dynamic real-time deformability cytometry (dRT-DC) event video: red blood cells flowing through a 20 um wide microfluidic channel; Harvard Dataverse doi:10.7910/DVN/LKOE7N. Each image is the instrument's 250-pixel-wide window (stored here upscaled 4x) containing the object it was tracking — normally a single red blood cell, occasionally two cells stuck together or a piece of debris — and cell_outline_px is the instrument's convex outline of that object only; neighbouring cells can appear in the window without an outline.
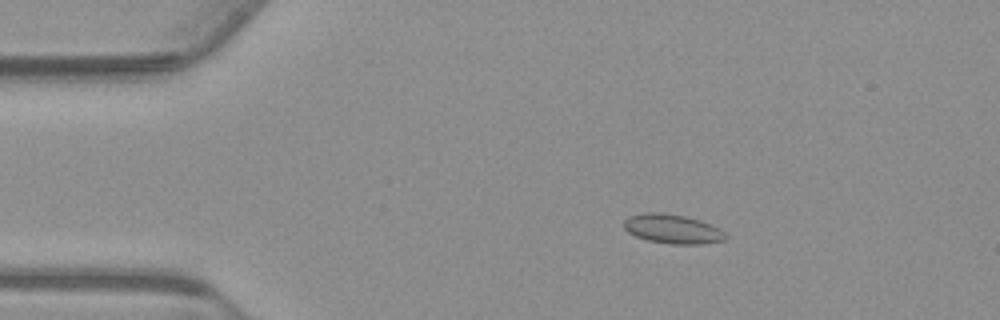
{"species": "common noctule bat (a hibernating species)", "species_latin": "Nyctalus noctula", "temperature_condition": "warm", "stored_images_in_passage": 54, "camera_frame_rate_fps": 3000, "um_per_image_px": 0.085, "animal": {"sex": "male", "body_mass_g": 23.1, "forearm_length_mm": 52.7}, "frame": {"image": 1, "passage_image": 9, "time_ms": 2.667, "image_size_px": [1000, 320], "cell_outline_px": [[728, 236], [724, 240], [704, 244], [672, 244], [648, 240], [636, 236], [628, 232], [624, 228], [624, 220], [628, 216], [644, 212], [664, 212], [684, 216], [700, 220], [720, 228]], "centroid_in_image_um": [57.17, 19.45], "position_along_channel_um": 27.8, "area_um2": 17.46}}
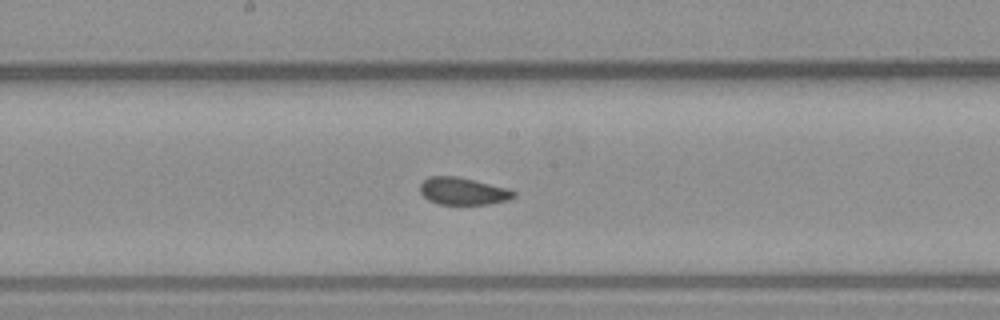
{"frame": {"image": 2, "passage_image": 28, "time_ms": 9.0, "image_size_px": [1000, 320], "cell_outline_px": [[516, 196], [508, 200], [492, 204], [440, 204], [428, 200], [420, 192], [420, 184], [428, 176], [456, 176], [508, 188], [516, 192]], "centroid_in_image_um": [39.36, 16.25], "position_along_channel_um": 208.8, "area_um2": 14.91}}
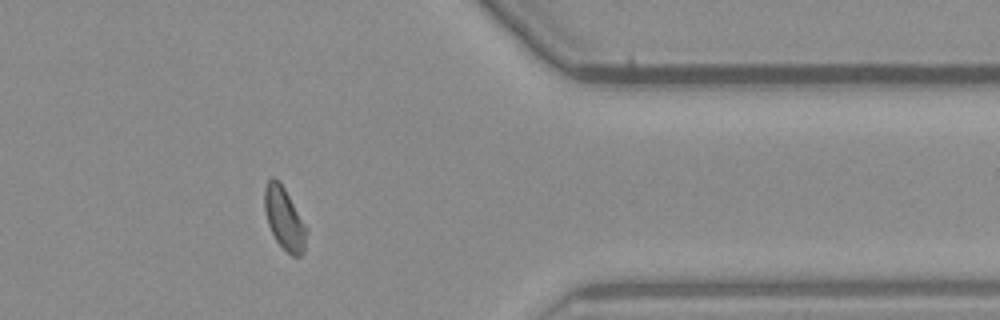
{"frame": {"image": 3, "passage_image": 44, "time_ms": 14.333, "image_size_px": [1000, 320], "cell_outline_px": [[308, 232], [304, 252], [300, 256], [292, 256], [276, 240], [268, 224], [264, 208], [264, 188], [268, 180], [272, 176], [284, 188], [308, 228]], "centroid_in_image_um": [24.19, 18.6], "position_along_channel_um": 387.2, "area_um2": 15.14}, "authors_computed_cell_mechanics": {"area_um2": 15.4615, "velocity_mm_per_s": 3.7311, "shape_relaxation_time_tau1_ms": 4.5003, "shape_relaxation_time_tau2_ms": 0.9384, "deformation_change_tau1": 0.0926, "deformation_change_tau2": 0.0639}}